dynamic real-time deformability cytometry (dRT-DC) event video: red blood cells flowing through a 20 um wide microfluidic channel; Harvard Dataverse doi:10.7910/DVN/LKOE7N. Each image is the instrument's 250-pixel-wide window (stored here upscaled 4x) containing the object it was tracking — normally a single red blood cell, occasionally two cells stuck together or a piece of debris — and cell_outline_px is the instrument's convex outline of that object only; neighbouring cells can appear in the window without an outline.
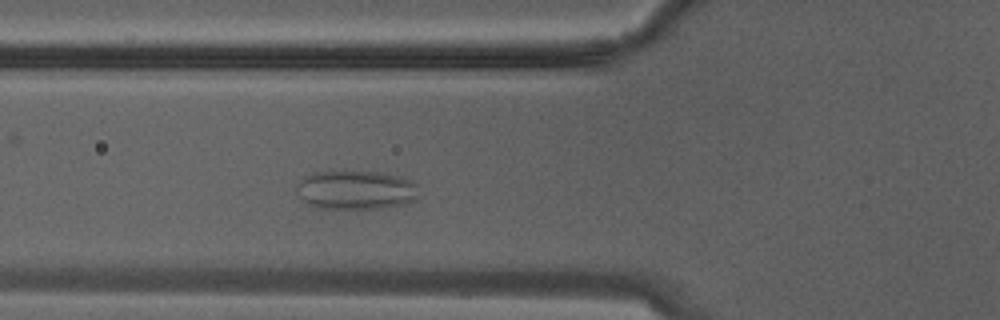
{"species": "Egyptian fruit bat (a non-hibernating species)", "species_latin": "Rousettus aegyptiacus", "temperature_condition": "warm", "stored_images_in_passage": 7, "camera_frame_rate_fps": 3000, "um_per_image_px": 0.085, "animal": {"sex": "male"}, "frame": {"image": 1, "passage_image": 5, "time_ms": 1.333, "image_size_px": [1000, 320], "cell_outline_px": [[416, 200], [404, 204], [380, 208], [316, 208], [300, 200], [296, 192], [296, 184], [304, 176], [312, 172], [380, 172], [412, 180], [416, 184]], "centroid_in_image_um": [30.18, 16.15], "position_along_channel_um": 95.6, "area_um2": 27.74}}